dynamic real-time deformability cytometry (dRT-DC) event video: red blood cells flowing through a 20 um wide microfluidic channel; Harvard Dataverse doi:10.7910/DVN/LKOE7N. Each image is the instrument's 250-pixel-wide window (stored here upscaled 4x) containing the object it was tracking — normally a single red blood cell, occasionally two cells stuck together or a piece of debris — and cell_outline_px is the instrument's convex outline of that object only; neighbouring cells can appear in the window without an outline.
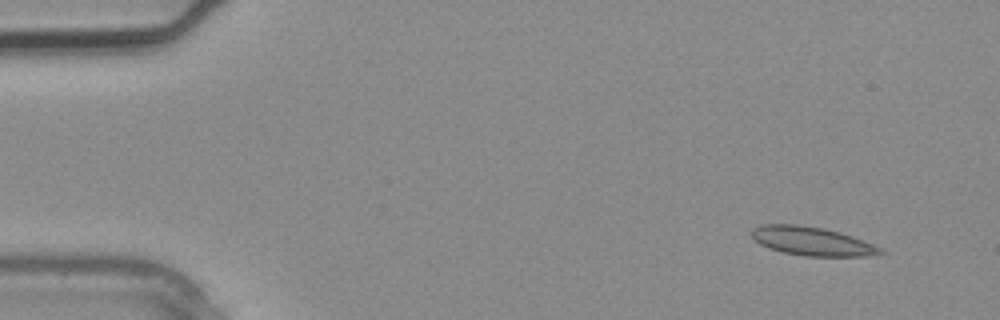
{"species": "common noctule bat (a hibernating species)", "species_latin": "Nyctalus noctula", "temperature_condition": "warm", "stored_images_in_passage": 3, "camera_frame_rate_fps": 3000, "um_per_image_px": 0.085, "animal": {"sex": "male", "body_mass_g": 20.4}, "frame": {"image": 1, "passage_image": 1, "time_ms": 0.0, "image_size_px": [1000, 320], "cell_outline_px": [[888, 252], [872, 256], [804, 256], [784, 252], [768, 248], [752, 240], [748, 232], [752, 228], [760, 224], [796, 224], [824, 228], [840, 232], [852, 236], [872, 244]], "centroid_in_image_um": [68.96, 20.49], "position_along_channel_um": 16.0, "area_um2": 21.85}}
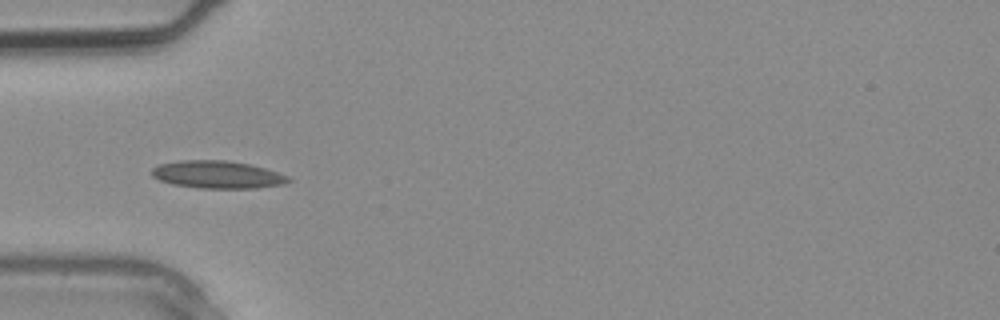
{"frame": {"image": 2, "passage_image": 3, "time_ms": 0.667, "image_size_px": [1000, 320], "cell_outline_px": [[292, 180], [284, 184], [256, 188], [200, 188], [172, 184], [160, 180], [152, 176], [152, 168], [160, 164], [180, 160], [224, 160], [248, 164], [264, 168], [288, 176]], "centroid_in_image_um": [18.47, 14.84], "position_along_channel_um": 66.5, "area_um2": 21.79}}